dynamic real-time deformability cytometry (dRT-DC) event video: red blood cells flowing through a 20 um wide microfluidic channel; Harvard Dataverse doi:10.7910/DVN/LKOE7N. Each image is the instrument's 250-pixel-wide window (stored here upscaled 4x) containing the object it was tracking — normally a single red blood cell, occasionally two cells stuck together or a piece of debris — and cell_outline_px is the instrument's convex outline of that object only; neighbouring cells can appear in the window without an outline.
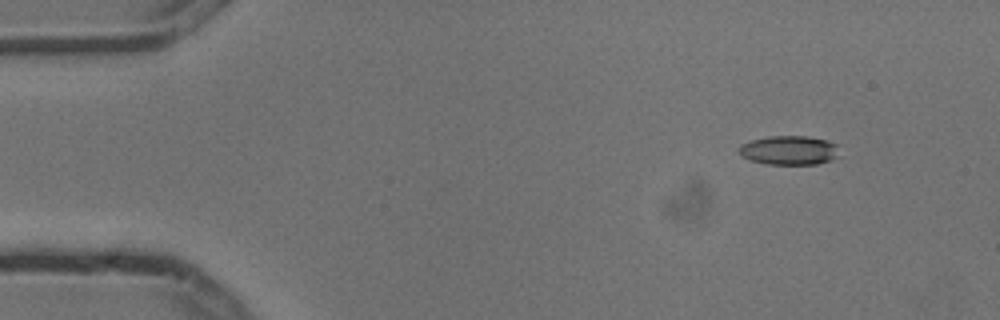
{"species": "common noctule bat (a hibernating species)", "species_latin": "Nyctalus noctula", "temperature_condition": "cold", "stored_images_in_passage": 5, "camera_frame_rate_fps": 3000, "um_per_image_px": 0.085, "animal": {"sex": "male", "body_mass_g": 13.3}, "frame": {"image": 1, "passage_image": 1, "time_ms": 0.0, "image_size_px": [1000, 320], "cell_outline_px": [[836, 156], [832, 160], [816, 164], [768, 164], [752, 160], [740, 156], [736, 148], [740, 144], [752, 140], [768, 136], [808, 136], [828, 140], [836, 144]], "centroid_in_image_um": [67.02, 12.76], "position_along_channel_um": 18.0, "area_um2": 17.05}}